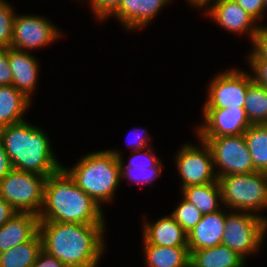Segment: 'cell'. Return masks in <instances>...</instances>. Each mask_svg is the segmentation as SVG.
Listing matches in <instances>:
<instances>
[{
	"instance_id": "484cf974",
	"label": "cell",
	"mask_w": 267,
	"mask_h": 267,
	"mask_svg": "<svg viewBox=\"0 0 267 267\" xmlns=\"http://www.w3.org/2000/svg\"><path fill=\"white\" fill-rule=\"evenodd\" d=\"M245 111L251 124H267V88L252 82L245 95Z\"/></svg>"
},
{
	"instance_id": "52a82bcc",
	"label": "cell",
	"mask_w": 267,
	"mask_h": 267,
	"mask_svg": "<svg viewBox=\"0 0 267 267\" xmlns=\"http://www.w3.org/2000/svg\"><path fill=\"white\" fill-rule=\"evenodd\" d=\"M267 218L258 213L234 211L226 213L221 245L237 252L244 259L256 253L267 234Z\"/></svg>"
},
{
	"instance_id": "e0dca14e",
	"label": "cell",
	"mask_w": 267,
	"mask_h": 267,
	"mask_svg": "<svg viewBox=\"0 0 267 267\" xmlns=\"http://www.w3.org/2000/svg\"><path fill=\"white\" fill-rule=\"evenodd\" d=\"M143 244L166 247H188V234L170 214L143 226Z\"/></svg>"
},
{
	"instance_id": "277c9868",
	"label": "cell",
	"mask_w": 267,
	"mask_h": 267,
	"mask_svg": "<svg viewBox=\"0 0 267 267\" xmlns=\"http://www.w3.org/2000/svg\"><path fill=\"white\" fill-rule=\"evenodd\" d=\"M63 168L99 206L111 202L120 183V165L111 150L86 154L72 168Z\"/></svg>"
},
{
	"instance_id": "d590c367",
	"label": "cell",
	"mask_w": 267,
	"mask_h": 267,
	"mask_svg": "<svg viewBox=\"0 0 267 267\" xmlns=\"http://www.w3.org/2000/svg\"><path fill=\"white\" fill-rule=\"evenodd\" d=\"M18 213L8 202L0 196V227Z\"/></svg>"
},
{
	"instance_id": "2e32d148",
	"label": "cell",
	"mask_w": 267,
	"mask_h": 267,
	"mask_svg": "<svg viewBox=\"0 0 267 267\" xmlns=\"http://www.w3.org/2000/svg\"><path fill=\"white\" fill-rule=\"evenodd\" d=\"M226 213L219 210L203 215L200 222L188 233V250H200L221 245L225 230Z\"/></svg>"
},
{
	"instance_id": "8fae6325",
	"label": "cell",
	"mask_w": 267,
	"mask_h": 267,
	"mask_svg": "<svg viewBox=\"0 0 267 267\" xmlns=\"http://www.w3.org/2000/svg\"><path fill=\"white\" fill-rule=\"evenodd\" d=\"M61 36L58 28L44 17L15 14L11 48L29 52L46 46Z\"/></svg>"
},
{
	"instance_id": "d4e9b609",
	"label": "cell",
	"mask_w": 267,
	"mask_h": 267,
	"mask_svg": "<svg viewBox=\"0 0 267 267\" xmlns=\"http://www.w3.org/2000/svg\"><path fill=\"white\" fill-rule=\"evenodd\" d=\"M244 136L255 172L267 173V124H252Z\"/></svg>"
},
{
	"instance_id": "9a60e30c",
	"label": "cell",
	"mask_w": 267,
	"mask_h": 267,
	"mask_svg": "<svg viewBox=\"0 0 267 267\" xmlns=\"http://www.w3.org/2000/svg\"><path fill=\"white\" fill-rule=\"evenodd\" d=\"M171 0H121L114 15L124 28L142 29L147 26L157 13Z\"/></svg>"
},
{
	"instance_id": "ab89813d",
	"label": "cell",
	"mask_w": 267,
	"mask_h": 267,
	"mask_svg": "<svg viewBox=\"0 0 267 267\" xmlns=\"http://www.w3.org/2000/svg\"><path fill=\"white\" fill-rule=\"evenodd\" d=\"M264 1V4H265V7L267 9V0H263Z\"/></svg>"
},
{
	"instance_id": "ac0fdd59",
	"label": "cell",
	"mask_w": 267,
	"mask_h": 267,
	"mask_svg": "<svg viewBox=\"0 0 267 267\" xmlns=\"http://www.w3.org/2000/svg\"><path fill=\"white\" fill-rule=\"evenodd\" d=\"M39 232V217L33 213H16L0 227V253L31 240Z\"/></svg>"
},
{
	"instance_id": "4fadbf2b",
	"label": "cell",
	"mask_w": 267,
	"mask_h": 267,
	"mask_svg": "<svg viewBox=\"0 0 267 267\" xmlns=\"http://www.w3.org/2000/svg\"><path fill=\"white\" fill-rule=\"evenodd\" d=\"M212 2L213 4L205 6L207 15L227 31L235 34L249 33L253 43L260 29L259 26L255 25L257 20L234 0H215Z\"/></svg>"
},
{
	"instance_id": "7c38bea8",
	"label": "cell",
	"mask_w": 267,
	"mask_h": 267,
	"mask_svg": "<svg viewBox=\"0 0 267 267\" xmlns=\"http://www.w3.org/2000/svg\"><path fill=\"white\" fill-rule=\"evenodd\" d=\"M204 123L197 127V137L242 135L252 125L244 107L203 108Z\"/></svg>"
},
{
	"instance_id": "9c48e42d",
	"label": "cell",
	"mask_w": 267,
	"mask_h": 267,
	"mask_svg": "<svg viewBox=\"0 0 267 267\" xmlns=\"http://www.w3.org/2000/svg\"><path fill=\"white\" fill-rule=\"evenodd\" d=\"M200 142L202 148L185 144L176 155V165L183 182L181 190L192 185L209 184L218 179L211 150L205 141Z\"/></svg>"
},
{
	"instance_id": "8992f818",
	"label": "cell",
	"mask_w": 267,
	"mask_h": 267,
	"mask_svg": "<svg viewBox=\"0 0 267 267\" xmlns=\"http://www.w3.org/2000/svg\"><path fill=\"white\" fill-rule=\"evenodd\" d=\"M47 177L13 169L0 180V196L17 212L39 215Z\"/></svg>"
},
{
	"instance_id": "ba28073f",
	"label": "cell",
	"mask_w": 267,
	"mask_h": 267,
	"mask_svg": "<svg viewBox=\"0 0 267 267\" xmlns=\"http://www.w3.org/2000/svg\"><path fill=\"white\" fill-rule=\"evenodd\" d=\"M209 146L214 167L219 168L216 176L255 172L245 136L198 137Z\"/></svg>"
},
{
	"instance_id": "5b68a950",
	"label": "cell",
	"mask_w": 267,
	"mask_h": 267,
	"mask_svg": "<svg viewBox=\"0 0 267 267\" xmlns=\"http://www.w3.org/2000/svg\"><path fill=\"white\" fill-rule=\"evenodd\" d=\"M217 180L222 204L231 212L238 210L256 214L259 210L267 209V173L231 174L218 177Z\"/></svg>"
},
{
	"instance_id": "f546056e",
	"label": "cell",
	"mask_w": 267,
	"mask_h": 267,
	"mask_svg": "<svg viewBox=\"0 0 267 267\" xmlns=\"http://www.w3.org/2000/svg\"><path fill=\"white\" fill-rule=\"evenodd\" d=\"M253 47L248 59L267 60V27L260 26L259 32L253 41Z\"/></svg>"
},
{
	"instance_id": "e575fe53",
	"label": "cell",
	"mask_w": 267,
	"mask_h": 267,
	"mask_svg": "<svg viewBox=\"0 0 267 267\" xmlns=\"http://www.w3.org/2000/svg\"><path fill=\"white\" fill-rule=\"evenodd\" d=\"M13 170L9 156L7 155L4 142L0 136V180H2L7 174Z\"/></svg>"
},
{
	"instance_id": "74e56055",
	"label": "cell",
	"mask_w": 267,
	"mask_h": 267,
	"mask_svg": "<svg viewBox=\"0 0 267 267\" xmlns=\"http://www.w3.org/2000/svg\"><path fill=\"white\" fill-rule=\"evenodd\" d=\"M211 1H215V0H195L191 5L197 8H202L204 9L205 6H207V4H211Z\"/></svg>"
},
{
	"instance_id": "7402d4cb",
	"label": "cell",
	"mask_w": 267,
	"mask_h": 267,
	"mask_svg": "<svg viewBox=\"0 0 267 267\" xmlns=\"http://www.w3.org/2000/svg\"><path fill=\"white\" fill-rule=\"evenodd\" d=\"M148 267H189L188 247H166L143 244Z\"/></svg>"
},
{
	"instance_id": "3957f363",
	"label": "cell",
	"mask_w": 267,
	"mask_h": 267,
	"mask_svg": "<svg viewBox=\"0 0 267 267\" xmlns=\"http://www.w3.org/2000/svg\"><path fill=\"white\" fill-rule=\"evenodd\" d=\"M0 136L15 170L48 177L63 167L53 155L48 135L26 120L0 128Z\"/></svg>"
},
{
	"instance_id": "603a6c76",
	"label": "cell",
	"mask_w": 267,
	"mask_h": 267,
	"mask_svg": "<svg viewBox=\"0 0 267 267\" xmlns=\"http://www.w3.org/2000/svg\"><path fill=\"white\" fill-rule=\"evenodd\" d=\"M181 193L183 197L192 203L203 215L220 210L218 207L220 203L222 204V197L218 180L209 184L185 187L182 189Z\"/></svg>"
},
{
	"instance_id": "83f0119b",
	"label": "cell",
	"mask_w": 267,
	"mask_h": 267,
	"mask_svg": "<svg viewBox=\"0 0 267 267\" xmlns=\"http://www.w3.org/2000/svg\"><path fill=\"white\" fill-rule=\"evenodd\" d=\"M15 13L4 0H0V48L11 47Z\"/></svg>"
},
{
	"instance_id": "cb8c5ba5",
	"label": "cell",
	"mask_w": 267,
	"mask_h": 267,
	"mask_svg": "<svg viewBox=\"0 0 267 267\" xmlns=\"http://www.w3.org/2000/svg\"><path fill=\"white\" fill-rule=\"evenodd\" d=\"M42 251V238L38 232L31 240L0 253V267H31Z\"/></svg>"
},
{
	"instance_id": "4dcf8cb0",
	"label": "cell",
	"mask_w": 267,
	"mask_h": 267,
	"mask_svg": "<svg viewBox=\"0 0 267 267\" xmlns=\"http://www.w3.org/2000/svg\"><path fill=\"white\" fill-rule=\"evenodd\" d=\"M250 67L253 71L251 75L252 81L260 86L267 88V60L264 59H248ZM254 75V76H253Z\"/></svg>"
},
{
	"instance_id": "836d02e7",
	"label": "cell",
	"mask_w": 267,
	"mask_h": 267,
	"mask_svg": "<svg viewBox=\"0 0 267 267\" xmlns=\"http://www.w3.org/2000/svg\"><path fill=\"white\" fill-rule=\"evenodd\" d=\"M31 267H66L56 257L50 256L44 250H42L35 263Z\"/></svg>"
},
{
	"instance_id": "5bb4252c",
	"label": "cell",
	"mask_w": 267,
	"mask_h": 267,
	"mask_svg": "<svg viewBox=\"0 0 267 267\" xmlns=\"http://www.w3.org/2000/svg\"><path fill=\"white\" fill-rule=\"evenodd\" d=\"M145 150V151H144ZM112 153L118 158L120 165V180L127 178L129 181H133L136 184H148L151 183L156 177L161 174L162 161L157 159L156 154L152 152L150 147L138 151H132V156L129 162L124 165L123 158L120 152L111 150ZM144 157V162L137 161L139 158ZM143 160V159H142Z\"/></svg>"
},
{
	"instance_id": "7a4b0ae2",
	"label": "cell",
	"mask_w": 267,
	"mask_h": 267,
	"mask_svg": "<svg viewBox=\"0 0 267 267\" xmlns=\"http://www.w3.org/2000/svg\"><path fill=\"white\" fill-rule=\"evenodd\" d=\"M39 222L105 225L101 207L62 167L47 177Z\"/></svg>"
},
{
	"instance_id": "ffe728a7",
	"label": "cell",
	"mask_w": 267,
	"mask_h": 267,
	"mask_svg": "<svg viewBox=\"0 0 267 267\" xmlns=\"http://www.w3.org/2000/svg\"><path fill=\"white\" fill-rule=\"evenodd\" d=\"M31 100L13 85H0V128L25 121Z\"/></svg>"
},
{
	"instance_id": "8d00e7d4",
	"label": "cell",
	"mask_w": 267,
	"mask_h": 267,
	"mask_svg": "<svg viewBox=\"0 0 267 267\" xmlns=\"http://www.w3.org/2000/svg\"><path fill=\"white\" fill-rule=\"evenodd\" d=\"M134 130L136 132H138V134L135 132L134 135H133L134 136L133 137V142H132V145L133 146L131 144L130 145L128 144L127 146L129 148H132L133 147L134 148L133 151H138V150L141 151L142 149L149 148L148 146H151V144L148 145V143H147V141L150 140L148 138V136H149L148 131L146 132V135H143V134H139L140 133L139 132V129L137 130V128H136Z\"/></svg>"
},
{
	"instance_id": "d6986e66",
	"label": "cell",
	"mask_w": 267,
	"mask_h": 267,
	"mask_svg": "<svg viewBox=\"0 0 267 267\" xmlns=\"http://www.w3.org/2000/svg\"><path fill=\"white\" fill-rule=\"evenodd\" d=\"M8 62L13 76L12 85L31 99L38 78V61L30 52L8 48Z\"/></svg>"
},
{
	"instance_id": "d6a6232c",
	"label": "cell",
	"mask_w": 267,
	"mask_h": 267,
	"mask_svg": "<svg viewBox=\"0 0 267 267\" xmlns=\"http://www.w3.org/2000/svg\"><path fill=\"white\" fill-rule=\"evenodd\" d=\"M13 76L8 62V48H0V85H12Z\"/></svg>"
},
{
	"instance_id": "1f68e13d",
	"label": "cell",
	"mask_w": 267,
	"mask_h": 267,
	"mask_svg": "<svg viewBox=\"0 0 267 267\" xmlns=\"http://www.w3.org/2000/svg\"><path fill=\"white\" fill-rule=\"evenodd\" d=\"M239 4L247 13H249L256 20H262L264 11L266 10L263 0H234Z\"/></svg>"
},
{
	"instance_id": "4316f807",
	"label": "cell",
	"mask_w": 267,
	"mask_h": 267,
	"mask_svg": "<svg viewBox=\"0 0 267 267\" xmlns=\"http://www.w3.org/2000/svg\"><path fill=\"white\" fill-rule=\"evenodd\" d=\"M180 202L171 215L188 234L200 222L203 214L184 197Z\"/></svg>"
},
{
	"instance_id": "30bf717a",
	"label": "cell",
	"mask_w": 267,
	"mask_h": 267,
	"mask_svg": "<svg viewBox=\"0 0 267 267\" xmlns=\"http://www.w3.org/2000/svg\"><path fill=\"white\" fill-rule=\"evenodd\" d=\"M251 73L230 69L215 76L208 86V97L203 108L244 107L248 86L252 83Z\"/></svg>"
},
{
	"instance_id": "f1b7e54d",
	"label": "cell",
	"mask_w": 267,
	"mask_h": 267,
	"mask_svg": "<svg viewBox=\"0 0 267 267\" xmlns=\"http://www.w3.org/2000/svg\"><path fill=\"white\" fill-rule=\"evenodd\" d=\"M120 1L121 0H89L92 11L99 21H103L109 16H114L117 13Z\"/></svg>"
},
{
	"instance_id": "6da1fadb",
	"label": "cell",
	"mask_w": 267,
	"mask_h": 267,
	"mask_svg": "<svg viewBox=\"0 0 267 267\" xmlns=\"http://www.w3.org/2000/svg\"><path fill=\"white\" fill-rule=\"evenodd\" d=\"M105 225L39 222L42 250L66 267H97L104 252Z\"/></svg>"
},
{
	"instance_id": "44dd1931",
	"label": "cell",
	"mask_w": 267,
	"mask_h": 267,
	"mask_svg": "<svg viewBox=\"0 0 267 267\" xmlns=\"http://www.w3.org/2000/svg\"><path fill=\"white\" fill-rule=\"evenodd\" d=\"M189 267H244L245 259L224 245L189 251Z\"/></svg>"
},
{
	"instance_id": "f35d334b",
	"label": "cell",
	"mask_w": 267,
	"mask_h": 267,
	"mask_svg": "<svg viewBox=\"0 0 267 267\" xmlns=\"http://www.w3.org/2000/svg\"><path fill=\"white\" fill-rule=\"evenodd\" d=\"M195 0H187V2H189V4H192Z\"/></svg>"
}]
</instances>
